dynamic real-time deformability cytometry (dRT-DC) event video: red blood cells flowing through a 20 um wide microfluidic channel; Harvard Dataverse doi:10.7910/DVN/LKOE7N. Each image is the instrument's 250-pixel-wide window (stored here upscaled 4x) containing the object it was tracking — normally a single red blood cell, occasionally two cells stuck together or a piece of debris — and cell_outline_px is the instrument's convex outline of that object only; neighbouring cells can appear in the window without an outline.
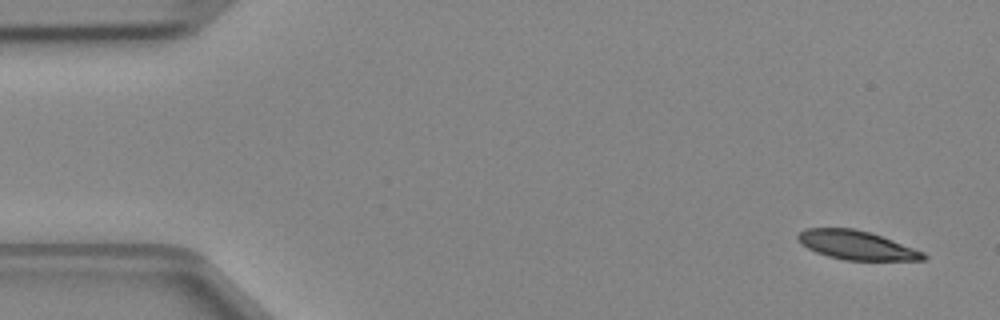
{"species": "Egyptian fruit bat (a non-hibernating species)", "species_latin": "Rousettus aegyptiacus", "temperature_condition": "cold", "stored_images_in_passage": 46, "camera_frame_rate_fps": 3000, "um_per_image_px": 0.085, "animal": {"sex": "female"}, "frame": {"image": 1, "passage_image": 1, "time_ms": 0.0, "image_size_px": [1000, 320], "cell_outline_px": [[928, 256], [924, 260], [844, 260], [828, 256], [816, 252], [808, 248], [796, 236], [804, 228], [852, 228], [872, 232], [924, 252]], "centroid_in_image_um": [72.83, 20.83], "position_along_channel_um": 12.2, "area_um2": 21.04}}
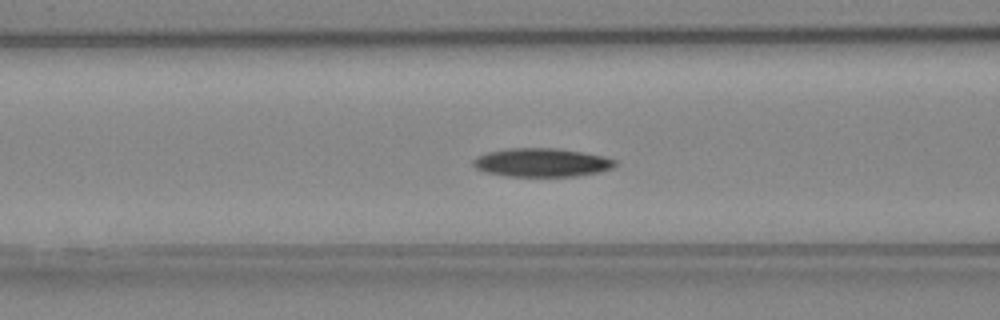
{"frame": {"image": 2, "passage_image": 17, "time_ms": 5.333, "image_size_px": [1000, 320], "cell_outline_px": [[616, 164], [612, 168], [600, 172], [576, 176], [508, 176], [484, 172], [476, 168], [472, 164], [472, 160], [476, 156], [488, 152], [508, 148], [560, 148], [584, 152], [604, 156], [616, 160]], "centroid_in_image_um": [46.04, 13.81], "position_along_channel_um": 120.6, "area_um2": 23.81}}
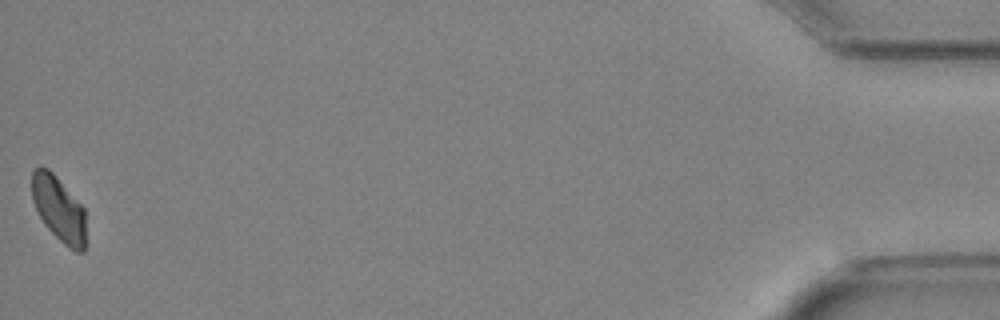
{"frame": {"image": 3, "passage_image": 46, "time_ms": 15.0, "image_size_px": [1000, 320], "cell_outline_px": [[84, 252], [76, 252], [64, 244], [44, 224], [32, 200], [32, 172], [36, 168], [48, 168], [56, 176], [84, 208]], "centroid_in_image_um": [4.98, 17.75], "position_along_channel_um": 430.2, "area_um2": 20.0}}